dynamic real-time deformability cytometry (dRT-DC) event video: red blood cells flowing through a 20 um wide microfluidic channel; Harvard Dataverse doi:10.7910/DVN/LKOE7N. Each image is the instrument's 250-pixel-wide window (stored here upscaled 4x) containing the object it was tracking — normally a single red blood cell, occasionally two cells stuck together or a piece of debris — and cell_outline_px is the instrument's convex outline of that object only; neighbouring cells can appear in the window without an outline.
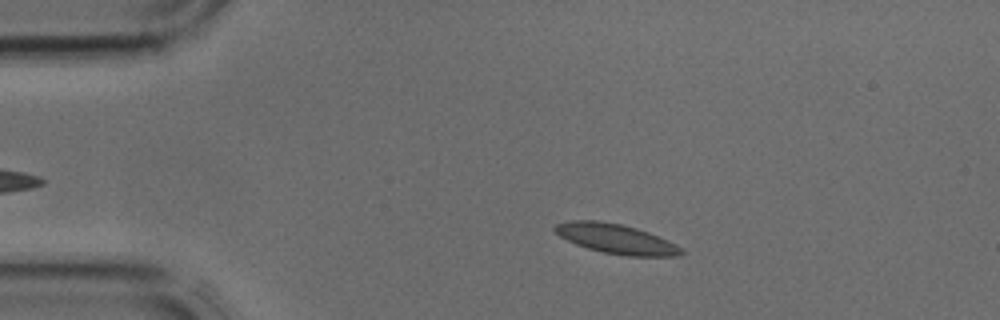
{"species": "common noctule bat (a hibernating species)", "species_latin": "Nyctalus noctula", "temperature_condition": "cold", "stored_images_in_passage": 35, "camera_frame_rate_fps": 3000, "um_per_image_px": 0.085, "animal": {"sex": "male", "body_mass_g": 17.9, "forearm_length_mm": 54.2}, "frame": {"image": 1, "passage_image": 6, "time_ms": 1.667, "image_size_px": [1000, 320], "cell_outline_px": [[684, 252], [680, 256], [624, 256], [604, 252], [588, 248], [576, 244], [560, 236], [552, 228], [556, 224], [572, 220], [596, 220], [620, 224], [636, 228], [648, 232], [668, 240], [676, 244]], "centroid_in_image_um": [52.37, 20.3], "position_along_channel_um": 32.6, "area_um2": 21.68}}
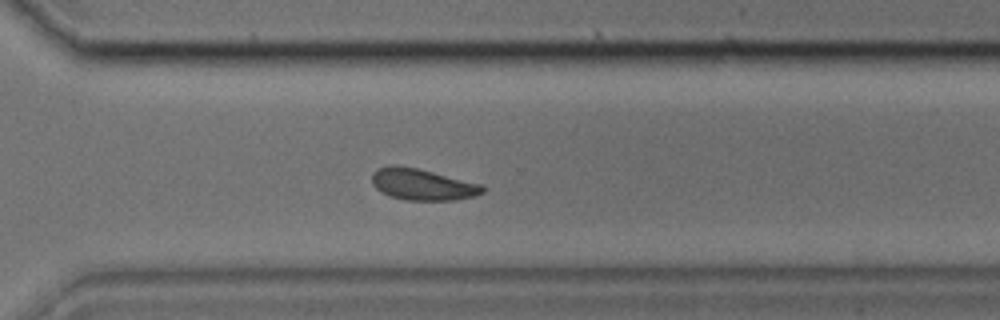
{"frame": {"image": 2, "passage_image": 28, "time_ms": 9.0, "image_size_px": [1000, 320], "cell_outline_px": [[488, 188], [484, 192], [472, 196], [456, 200], [404, 200], [392, 196], [376, 188], [372, 184], [372, 172], [376, 168], [388, 164], [396, 164], [416, 168], [480, 184]], "centroid_in_image_um": [35.87, 15.66], "position_along_channel_um": 334.7, "area_um2": 20.17}}
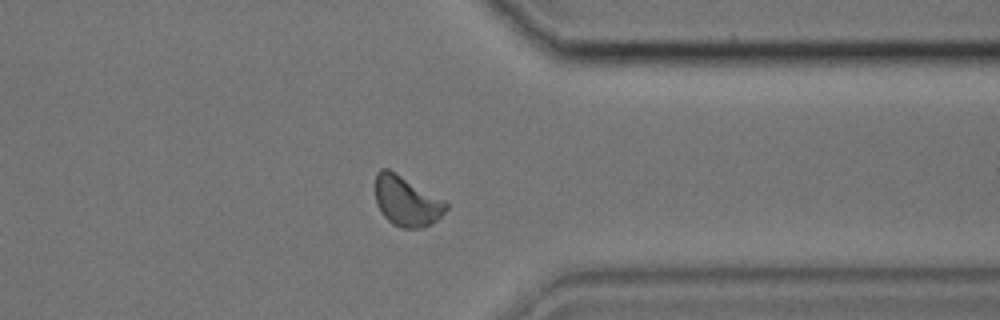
{"frame": {"image": 3, "passage_image": 31, "time_ms": 10.0, "image_size_px": [1000, 320], "cell_outline_px": [[448, 208], [432, 224], [420, 228], [400, 228], [392, 224], [384, 216], [376, 204], [376, 172], [380, 168], [388, 168], [448, 204]], "centroid_in_image_um": [34.52, 17.12], "position_along_channel_um": 376.9, "area_um2": 20.17}}